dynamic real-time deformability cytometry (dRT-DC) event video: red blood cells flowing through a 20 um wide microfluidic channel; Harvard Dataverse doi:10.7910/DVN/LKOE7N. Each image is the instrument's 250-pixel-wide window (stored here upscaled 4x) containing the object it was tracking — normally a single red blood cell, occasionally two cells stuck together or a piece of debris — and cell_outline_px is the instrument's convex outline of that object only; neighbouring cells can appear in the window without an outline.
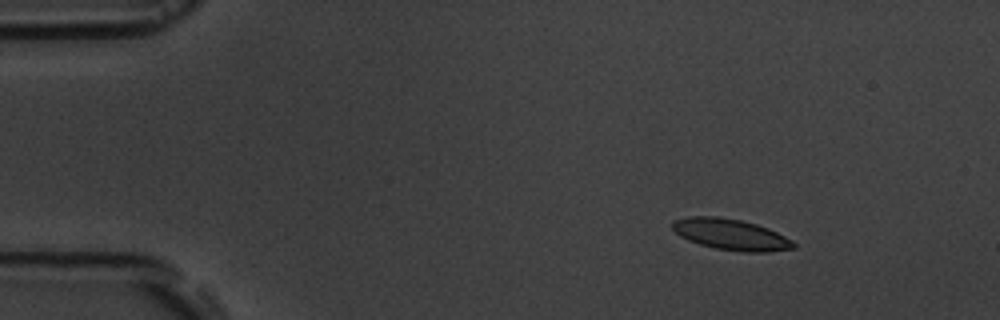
{"species": "common noctule bat (a hibernating species)", "species_latin": "Nyctalus noctula", "temperature_condition": "room temperature", "stored_images_in_passage": 6, "camera_frame_rate_fps": 3000, "um_per_image_px": 0.085, "animal": {"sex": "male", "body_mass_g": 19.5, "forearm_length_mm": 54.6}, "frame": {"image": 1, "passage_image": 3, "time_ms": 2.333, "image_size_px": [1000, 320], "cell_outline_px": [[796, 248], [768, 252], [744, 252], [716, 248], [700, 244], [688, 240], [680, 236], [672, 228], [672, 220], [688, 216], [720, 216], [740, 220], [756, 224], [768, 228], [792, 240], [796, 244]], "centroid_in_image_um": [62.12, 19.92], "position_along_channel_um": 22.9, "area_um2": 21.96}}